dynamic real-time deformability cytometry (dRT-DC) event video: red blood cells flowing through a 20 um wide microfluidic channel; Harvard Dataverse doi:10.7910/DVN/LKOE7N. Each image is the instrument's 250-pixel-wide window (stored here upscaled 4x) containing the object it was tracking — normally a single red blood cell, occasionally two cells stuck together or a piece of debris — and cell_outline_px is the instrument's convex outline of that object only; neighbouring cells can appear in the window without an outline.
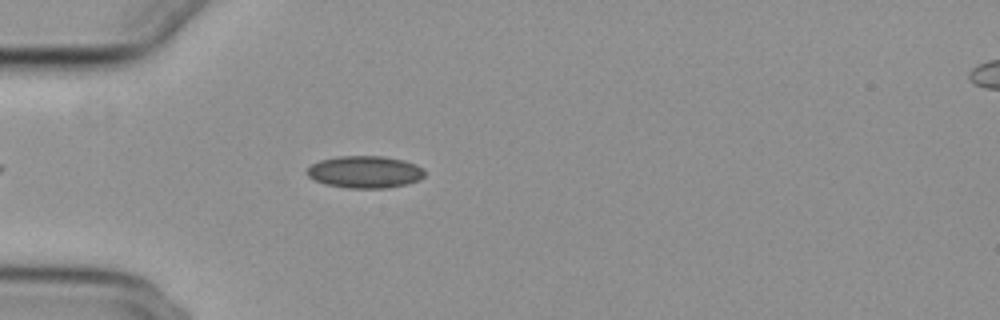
{"species": "common noctule bat (a hibernating species)", "species_latin": "Nyctalus noctula", "temperature_condition": "cold", "stored_images_in_passage": 44, "camera_frame_rate_fps": 3000, "um_per_image_px": 0.085, "animal": {"sex": "female", "body_mass_g": 29.2, "forearm_length_mm": 56.3}, "frame": {"image": 1, "passage_image": 5, "time_ms": 1.333, "image_size_px": [1000, 320], "cell_outline_px": [[424, 176], [420, 180], [408, 184], [388, 188], [348, 188], [324, 184], [308, 176], [304, 172], [312, 164], [320, 160], [336, 156], [384, 156], [404, 160], [416, 164], [424, 168]], "centroid_in_image_um": [31.03, 14.61], "position_along_channel_um": 54.0, "area_um2": 22.31}}
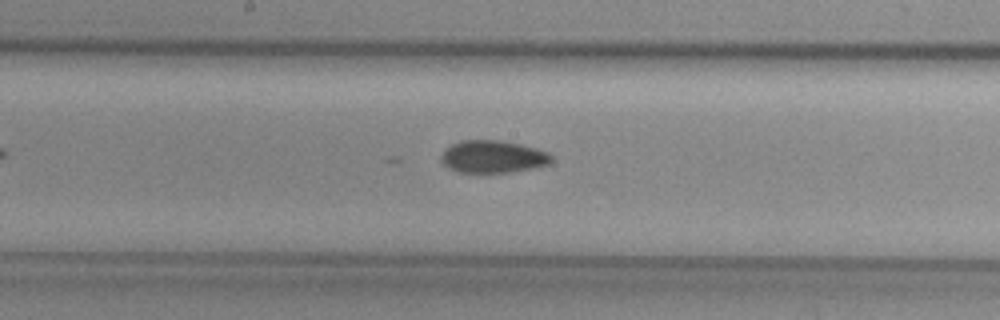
{"frame": {"image": 2, "passage_image": 18, "time_ms": 5.667, "image_size_px": [1000, 320], "cell_outline_px": [[552, 160], [548, 164], [532, 168], [508, 172], [460, 172], [448, 168], [440, 160], [440, 156], [452, 144], [460, 140], [500, 140], [520, 144], [536, 148], [548, 152], [552, 156]], "centroid_in_image_um": [41.89, 13.31], "position_along_channel_um": 206.3, "area_um2": 20.69}}
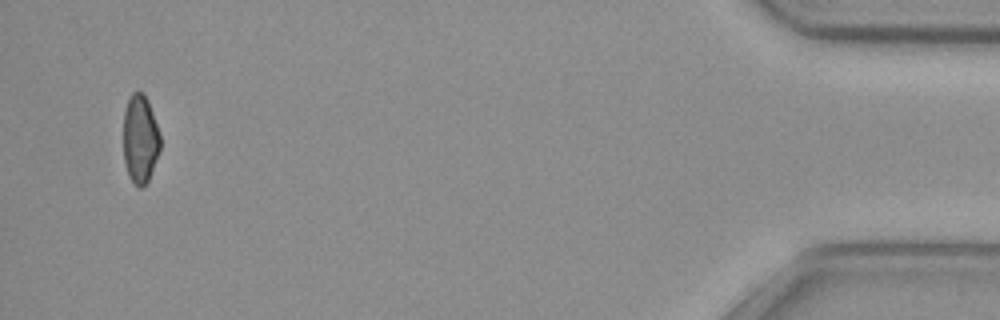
{"frame": {"image": 3, "passage_image": 42, "time_ms": 13.667, "image_size_px": [1000, 320], "cell_outline_px": [[160, 148], [148, 180], [140, 188], [128, 176], [124, 160], [124, 112], [128, 96], [132, 92], [144, 92], [148, 100], [160, 136]], "centroid_in_image_um": [11.9, 11.77], "position_along_channel_um": 423.3, "area_um2": 18.79}, "authors_computed_cell_mechanics": {"area_um2": 20.9236, "velocity_mm_per_s": 3.7455, "shape_relaxation_time_tau1_ms": 4.8652, "shape_relaxation_time_tau2_ms": null, "deformation_change_tau1": 0.0815, "deformation_change_tau2": null}}